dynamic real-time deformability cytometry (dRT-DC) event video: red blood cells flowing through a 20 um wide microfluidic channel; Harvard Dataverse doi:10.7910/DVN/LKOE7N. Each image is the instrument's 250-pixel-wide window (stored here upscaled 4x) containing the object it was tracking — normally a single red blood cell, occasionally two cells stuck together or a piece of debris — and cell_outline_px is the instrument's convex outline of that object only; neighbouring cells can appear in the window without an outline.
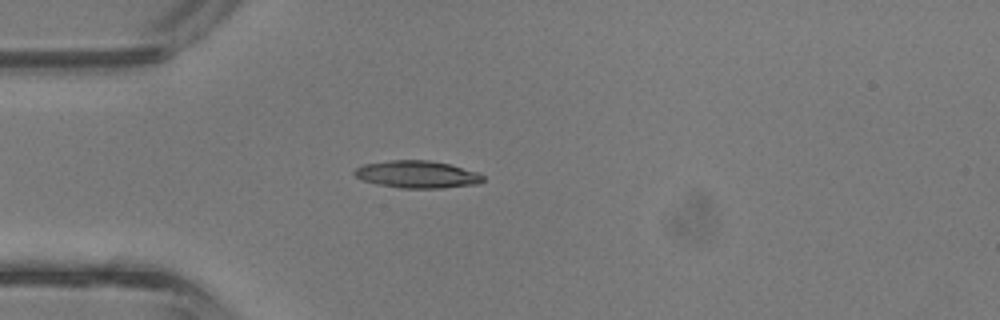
{"species": "common noctule bat (a hibernating species)", "species_latin": "Nyctalus noctula", "temperature_condition": "room temperature", "stored_images_in_passage": 5, "camera_frame_rate_fps": 3000, "um_per_image_px": 0.085, "animal": {"sex": "male", "body_mass_g": 13.3}, "frame": {"image": 1, "passage_image": 5, "time_ms": 1.333, "image_size_px": [1000, 320], "cell_outline_px": [[484, 180], [480, 184], [440, 188], [400, 188], [376, 184], [364, 180], [356, 176], [352, 172], [356, 168], [364, 164], [392, 160], [428, 160], [448, 164], [480, 172], [484, 176]], "centroid_in_image_um": [35.5, 14.83], "position_along_channel_um": 49.5, "area_um2": 20.52}}